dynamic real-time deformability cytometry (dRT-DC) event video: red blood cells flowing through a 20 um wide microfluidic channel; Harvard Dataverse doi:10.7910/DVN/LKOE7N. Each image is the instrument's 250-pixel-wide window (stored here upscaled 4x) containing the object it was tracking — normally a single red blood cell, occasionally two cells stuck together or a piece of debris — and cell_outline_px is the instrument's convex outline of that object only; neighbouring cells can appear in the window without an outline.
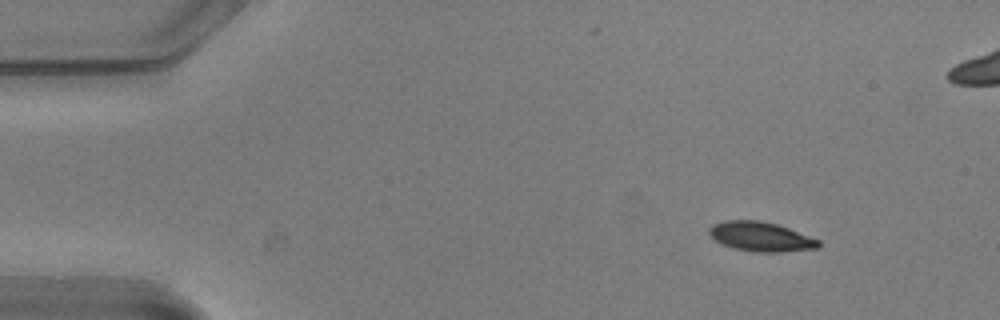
{"species": "common noctule bat (a hibernating species)", "species_latin": "Nyctalus noctula", "temperature_condition": "warm", "stored_images_in_passage": 50, "camera_frame_rate_fps": 3000, "um_per_image_px": 0.085, "animal": {"sex": "male", "body_mass_g": 20.5, "forearm_length_mm": 52.5}, "frame": {"image": 1, "passage_image": 1, "time_ms": 0.0, "image_size_px": [1000, 320], "cell_outline_px": [[820, 244], [816, 248], [780, 252], [756, 252], [732, 248], [716, 240], [708, 232], [708, 228], [712, 224], [724, 220], [760, 220], [776, 224], [788, 228], [820, 240]], "centroid_in_image_um": [64.64, 20.1], "position_along_channel_um": 20.4, "area_um2": 18.67}}
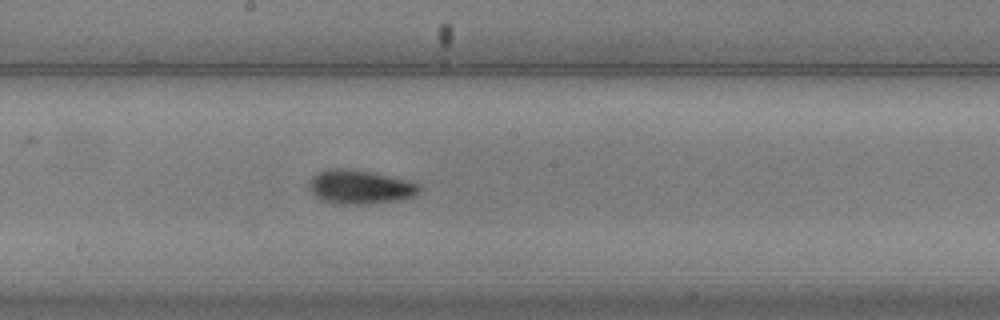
{"frame": {"image": 2, "passage_image": 24, "time_ms": 7.667, "image_size_px": [1000, 320], "cell_outline_px": [[420, 192], [416, 196], [400, 200], [368, 204], [344, 204], [320, 200], [312, 192], [312, 176], [328, 168], [348, 168], [408, 180], [420, 184]], "centroid_in_image_um": [30.67, 15.9], "position_along_channel_um": 217.5, "area_um2": 21.56}}
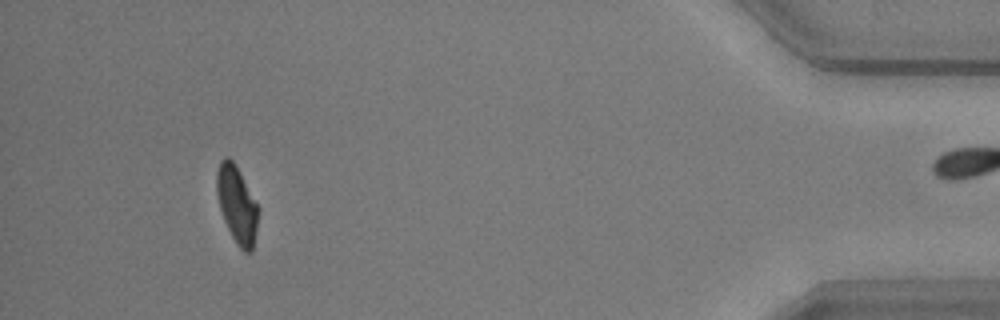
{"frame": {"image": 3, "passage_image": 45, "time_ms": 14.667, "image_size_px": [1000, 320], "cell_outline_px": [[260, 208], [252, 252], [244, 252], [236, 244], [224, 220], [220, 208], [216, 192], [216, 172], [220, 160], [224, 156], [228, 156], [232, 160], [240, 172]], "centroid_in_image_um": [20.14, 17.37], "position_along_channel_um": 415.1, "area_um2": 18.79}, "authors_computed_cell_mechanics": {"area_um2": 20.1144, "velocity_mm_per_s": 3.7475, "shape_relaxation_time_tau1_ms": 2.0818, "shape_relaxation_time_tau2_ms": 1.944, "deformation_change_tau1": 0.1489, "deformation_change_tau2": 0.0702}}